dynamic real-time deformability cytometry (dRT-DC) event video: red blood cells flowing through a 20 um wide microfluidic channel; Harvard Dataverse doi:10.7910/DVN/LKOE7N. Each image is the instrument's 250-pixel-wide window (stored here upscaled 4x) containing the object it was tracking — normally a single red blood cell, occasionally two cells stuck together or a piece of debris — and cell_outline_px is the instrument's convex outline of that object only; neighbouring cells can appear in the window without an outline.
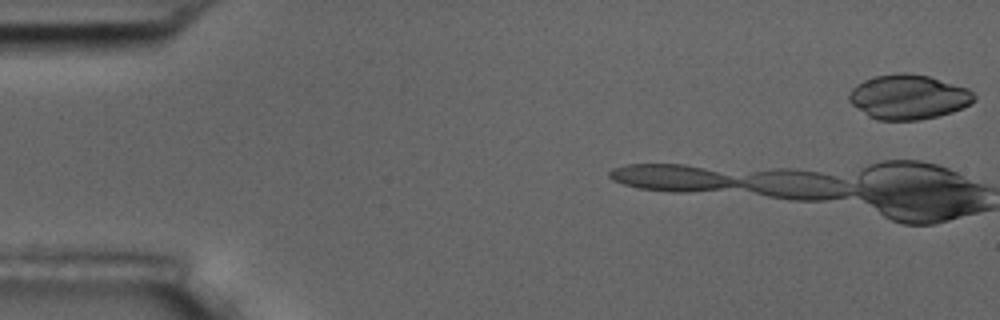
{"species": "common noctule bat (a hibernating species)", "species_latin": "Nyctalus noctula", "temperature_condition": "room temperature", "stored_images_in_passage": 6, "camera_frame_rate_fps": 3000, "um_per_image_px": 0.085, "animal": {"sex": "male", "body_mass_g": 17.5, "forearm_length_mm": 52.3}, "frame": {"image": 1, "passage_image": 1, "time_ms": 0.0, "image_size_px": [1000, 320], "cell_outline_px": [[976, 100], [952, 112], [936, 116], [916, 120], [876, 120], [868, 116], [852, 104], [848, 100], [848, 96], [852, 88], [856, 84], [864, 80], [876, 76], [904, 72], [908, 72], [928, 76], [968, 88], [976, 96]], "centroid_in_image_um": [77.19, 8.24], "position_along_channel_um": 7.8, "area_um2": 32.37}}